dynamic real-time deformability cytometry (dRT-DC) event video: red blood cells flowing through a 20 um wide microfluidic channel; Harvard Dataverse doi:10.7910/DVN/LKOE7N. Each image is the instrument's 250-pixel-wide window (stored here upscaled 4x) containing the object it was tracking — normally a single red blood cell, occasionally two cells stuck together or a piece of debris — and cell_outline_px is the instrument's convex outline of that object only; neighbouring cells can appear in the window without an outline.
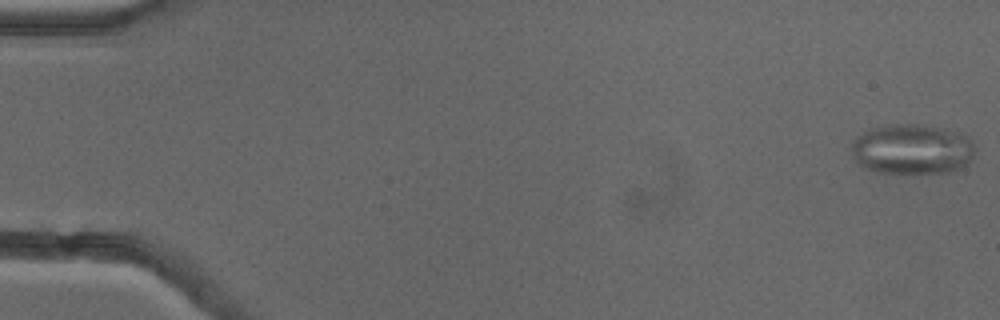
{"species": "common noctule bat (a hibernating species)", "species_latin": "Nyctalus noctula", "temperature_condition": "cold", "stored_images_in_passage": 11, "camera_frame_rate_fps": 3000, "um_per_image_px": 0.085, "animal": {"sex": "female"}, "frame": {"image": 1, "passage_image": 1, "time_ms": 0.0, "image_size_px": [1000, 320], "cell_outline_px": [[976, 148], [968, 164], [952, 172], [880, 172], [864, 168], [852, 156], [852, 140], [856, 136], [872, 128], [884, 124], [924, 124], [956, 132], [968, 136], [972, 140]], "centroid_in_image_um": [77.53, 12.66], "position_along_channel_um": 7.5, "area_um2": 36.24}}